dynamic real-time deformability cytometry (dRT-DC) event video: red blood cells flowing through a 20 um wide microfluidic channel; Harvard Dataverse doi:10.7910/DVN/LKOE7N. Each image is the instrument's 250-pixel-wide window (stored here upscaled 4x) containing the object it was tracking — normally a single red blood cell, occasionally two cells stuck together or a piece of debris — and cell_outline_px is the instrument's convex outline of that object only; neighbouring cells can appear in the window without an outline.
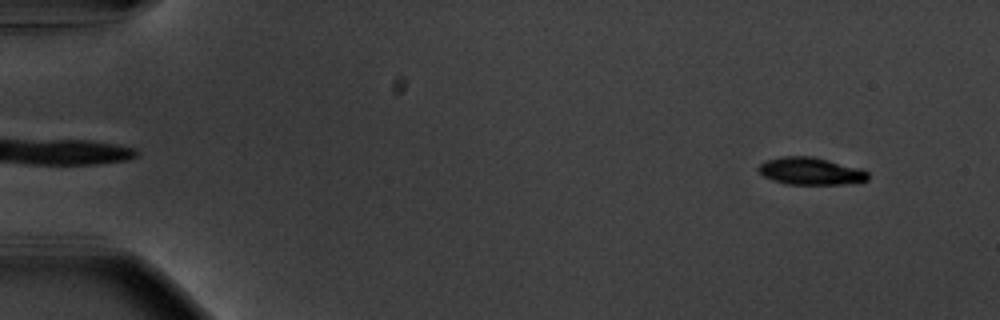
{"species": "common noctule bat (a hibernating species)", "species_latin": "Nyctalus noctula", "temperature_condition": "warm", "stored_images_in_passage": 56, "camera_frame_rate_fps": 3000, "um_per_image_px": 0.085, "animal": {"sex": "male", "body_mass_g": 20.1, "forearm_length_mm": 53.5}, "frame": {"image": 1, "passage_image": 5, "time_ms": 1.333, "image_size_px": [1000, 320], "cell_outline_px": [[868, 180], [844, 184], [784, 184], [772, 180], [764, 176], [756, 168], [764, 160], [784, 156], [812, 156], [860, 168], [868, 172]], "centroid_in_image_um": [68.87, 14.54], "position_along_channel_um": 16.1, "area_um2": 17.46}}
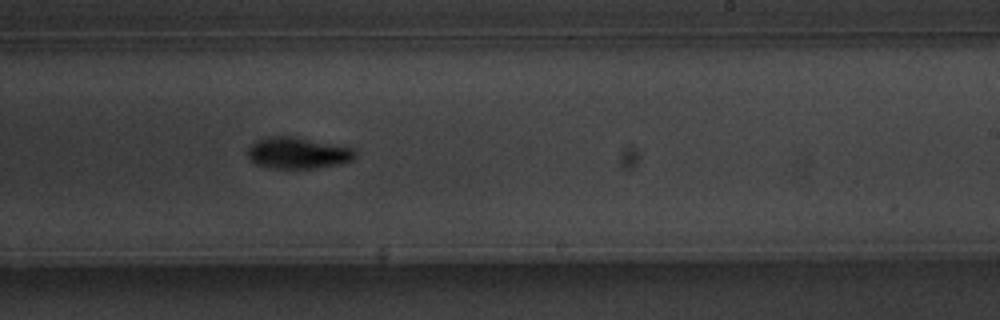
{"frame": {"image": 2, "passage_image": 35, "time_ms": 11.333, "image_size_px": [1000, 320], "cell_outline_px": [[356, 156], [352, 160], [340, 164], [316, 168], [272, 168], [256, 164], [248, 156], [248, 148], [256, 140], [268, 136], [296, 136], [356, 148]], "centroid_in_image_um": [25.36, 12.99], "position_along_channel_um": 263.6, "area_um2": 19.88}}
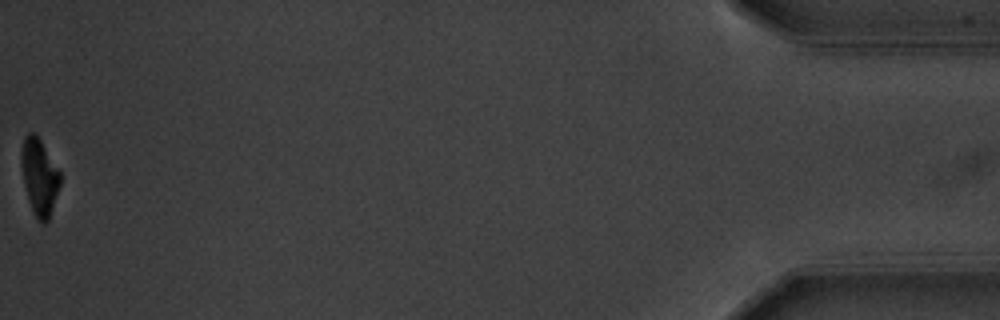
{"frame": {"image": 3, "passage_image": 56, "time_ms": 18.333, "image_size_px": [1000, 320], "cell_outline_px": [[60, 184], [48, 220], [44, 224], [40, 224], [36, 220], [32, 212], [24, 184], [20, 160], [20, 152], [24, 136], [28, 132], [32, 132], [40, 140], [60, 172]], "centroid_in_image_um": [3.32, 15.05], "position_along_channel_um": 431.9, "area_um2": 17.22}, "authors_computed_cell_mechanics": {"area_um2": 18.8428, "velocity_mm_per_s": 3.6932, "shape_relaxation_time_tau1_ms": 2.1745, "shape_relaxation_time_tau2_ms": null, "deformation_change_tau1": 0.1538, "deformation_change_tau2": null}}